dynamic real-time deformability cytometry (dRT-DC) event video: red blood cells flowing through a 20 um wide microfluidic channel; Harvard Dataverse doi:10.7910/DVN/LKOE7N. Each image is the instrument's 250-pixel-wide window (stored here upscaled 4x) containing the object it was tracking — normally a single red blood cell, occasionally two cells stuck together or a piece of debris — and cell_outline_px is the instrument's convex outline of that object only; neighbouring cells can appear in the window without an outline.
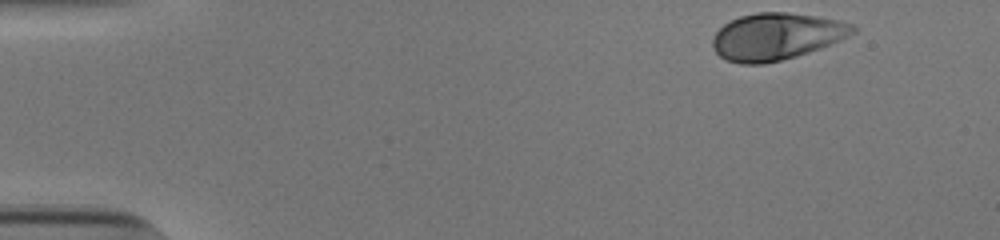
{"species": "human", "species_latin": "Homo sapiens", "temperature_condition": "cold", "stored_images_in_passage": 39, "camera_frame_rate_fps": 3000, "um_per_image_px": 0.085, "donor": {"sex": "male"}, "frame": {"image": 1, "passage_image": 1, "time_ms": 0.0, "image_size_px": [1000, 240], "cell_outline_px": [[856, 32], [840, 40], [820, 48], [796, 56], [764, 64], [740, 64], [728, 60], [720, 56], [716, 52], [712, 44], [712, 40], [716, 32], [724, 24], [740, 16], [756, 12], [788, 12], [816, 16], [856, 24]], "centroid_in_image_um": [66.0, 3.09], "position_along_channel_um": 19.0, "area_um2": 38.21}}
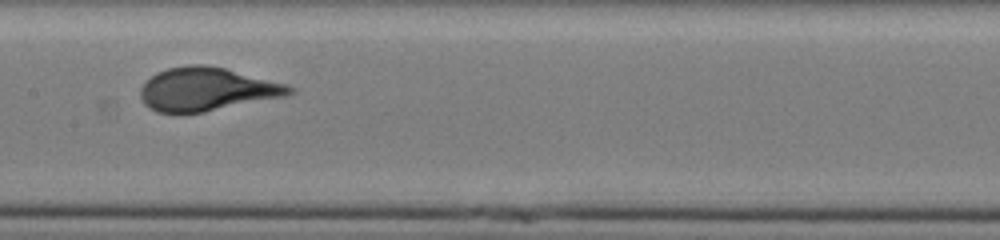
{"frame": {"image": 2, "passage_image": 23, "time_ms": 7.333, "image_size_px": [1000, 240], "cell_outline_px": [[296, 92], [284, 96], [204, 112], [156, 112], [148, 108], [144, 104], [140, 96], [140, 88], [144, 80], [156, 72], [168, 68], [188, 64], [204, 64], [224, 68], [288, 84], [296, 88]], "centroid_in_image_um": [17.55, 7.57], "position_along_channel_um": 189.8, "area_um2": 37.74}}
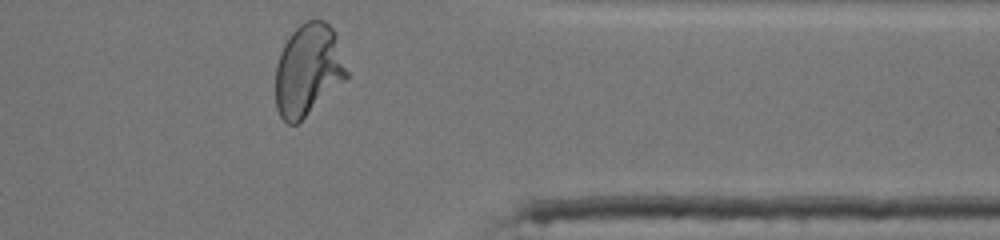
{"frame": {"image": 3, "passage_image": 39, "time_ms": 12.667, "image_size_px": [1000, 240], "cell_outline_px": [[348, 80], [296, 124], [288, 124], [280, 116], [276, 108], [276, 64], [280, 52], [284, 44], [292, 32], [300, 24], [308, 20], [324, 20], [336, 32], [348, 72]], "centroid_in_image_um": [26.22, 5.95], "position_along_channel_um": 385.2, "area_um2": 38.44}, "authors_computed_cell_mechanics": {"area_um2": 36.9342, "velocity_mm_per_s": 3.8435, "shape_relaxation_time_tau1_ms": 4.5606, "shape_relaxation_time_tau2_ms": null, "deformation_change_tau1": 0.1869, "deformation_change_tau2": null}}